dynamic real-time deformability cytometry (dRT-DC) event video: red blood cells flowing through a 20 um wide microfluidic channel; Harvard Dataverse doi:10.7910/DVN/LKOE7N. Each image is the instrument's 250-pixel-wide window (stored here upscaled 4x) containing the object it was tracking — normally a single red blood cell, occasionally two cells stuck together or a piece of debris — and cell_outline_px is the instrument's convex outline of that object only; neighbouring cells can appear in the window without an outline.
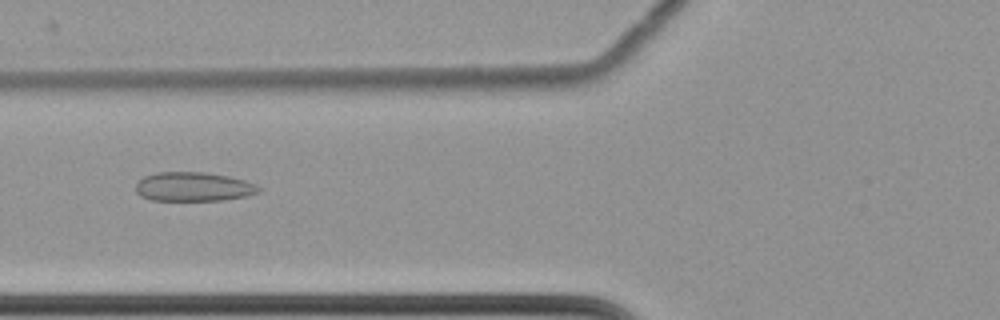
{"species": "common noctule bat (a hibernating species)", "species_latin": "Nyctalus noctula", "temperature_condition": "cold", "stored_images_in_passage": 60, "camera_frame_rate_fps": 3000, "um_per_image_px": 0.085, "animal": {"sex": "female", "body_mass_g": 22.7, "forearm_length_mm": 54.2}, "frame": {"image": 1, "passage_image": 25, "time_ms": 8.0, "image_size_px": [1000, 320], "cell_outline_px": [[260, 192], [248, 196], [224, 200], [152, 200], [140, 196], [136, 192], [136, 184], [144, 176], [156, 172], [204, 172], [228, 176], [244, 180], [256, 184], [260, 188]], "centroid_in_image_um": [16.45, 15.87], "position_along_channel_um": 109.3, "area_um2": 20.92}}
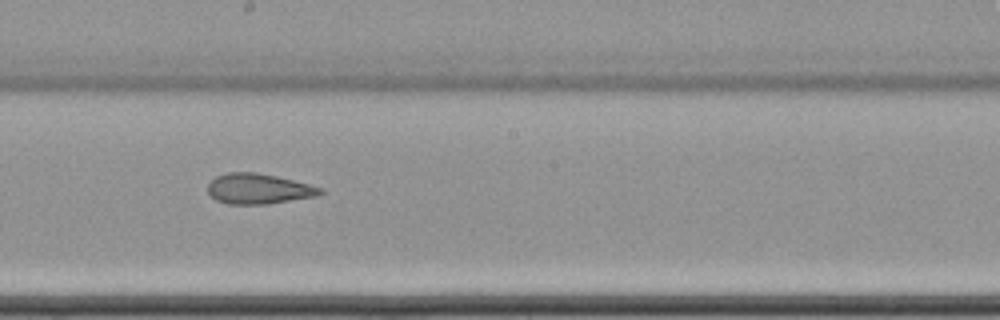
{"frame": {"image": 2, "passage_image": 35, "time_ms": 11.333, "image_size_px": [1000, 320], "cell_outline_px": [[324, 192], [316, 196], [268, 204], [228, 204], [216, 200], [208, 192], [208, 184], [216, 176], [228, 172], [256, 172], [276, 176], [324, 188]], "centroid_in_image_um": [21.98, 16.05], "position_along_channel_um": 226.2, "area_um2": 19.83}}
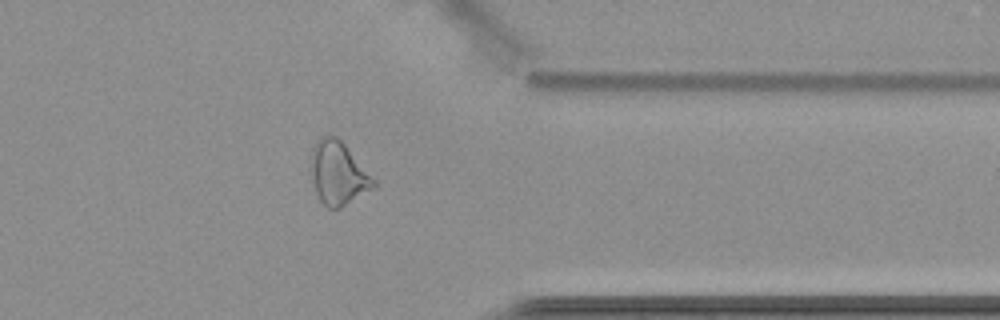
{"frame": {"image": 3, "passage_image": 49, "time_ms": 16.0, "image_size_px": [1000, 320], "cell_outline_px": [[376, 184], [372, 188], [340, 208], [328, 208], [320, 200], [316, 192], [312, 180], [312, 148], [316, 140], [324, 136], [336, 136], [344, 144], [376, 180]], "centroid_in_image_um": [28.74, 14.72], "position_along_channel_um": 382.7, "area_um2": 22.54}, "authors_computed_cell_mechanics": {"area_um2": 24.4205, "velocity_mm_per_s": 3.5032, "shape_relaxation_time_tau1_ms": null, "shape_relaxation_time_tau2_ms": 2.5539, "deformation_change_tau1": null, "deformation_change_tau2": 0.112}}